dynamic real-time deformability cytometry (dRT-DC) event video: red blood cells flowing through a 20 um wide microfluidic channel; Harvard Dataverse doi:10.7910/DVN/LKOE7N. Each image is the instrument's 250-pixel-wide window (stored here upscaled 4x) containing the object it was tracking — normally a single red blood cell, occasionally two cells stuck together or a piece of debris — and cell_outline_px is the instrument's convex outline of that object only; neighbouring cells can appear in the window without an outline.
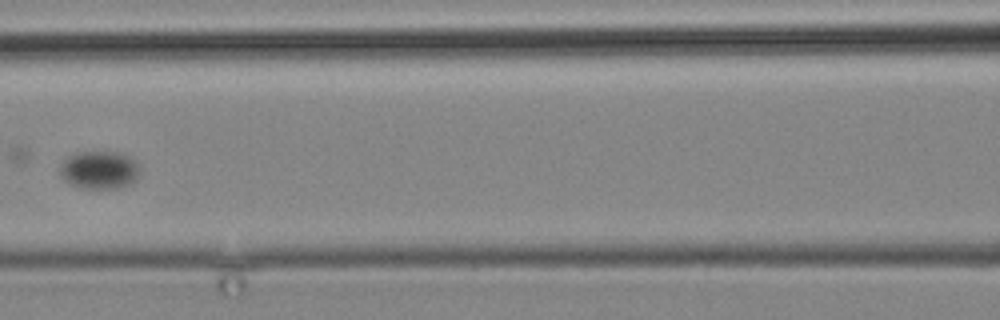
{"species": "common noctule bat (a hibernating species)", "species_latin": "Nyctalus noctula", "temperature_condition": "cold", "stored_images_in_passage": 14, "camera_frame_rate_fps": 3000, "um_per_image_px": 0.085, "animal": {"sex": "male", "body_mass_g": 19.2, "forearm_length_mm": 51.8}, "frame": {"image": 1, "passage_image": 12, "time_ms": 14.0, "image_size_px": [1000, 320], "cell_outline_px": [[140, 172], [136, 180], [132, 184], [116, 188], [84, 188], [68, 184], [60, 176], [60, 164], [68, 156], [76, 152], [116, 152], [128, 156], [136, 164]], "centroid_in_image_um": [8.41, 14.46], "position_along_channel_um": 158.2, "area_um2": 17.69}}
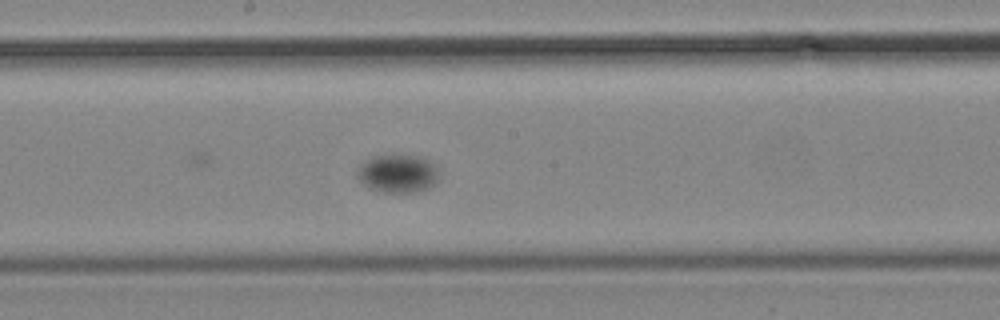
{"frame": {"image": 2, "passage_image": 14, "time_ms": 16.333, "image_size_px": [1000, 320], "cell_outline_px": [[436, 180], [428, 188], [416, 192], [380, 192], [368, 188], [356, 176], [360, 164], [364, 160], [372, 156], [416, 156], [428, 160], [436, 168]], "centroid_in_image_um": [33.74, 14.77], "position_along_channel_um": 214.5, "area_um2": 17.8}}